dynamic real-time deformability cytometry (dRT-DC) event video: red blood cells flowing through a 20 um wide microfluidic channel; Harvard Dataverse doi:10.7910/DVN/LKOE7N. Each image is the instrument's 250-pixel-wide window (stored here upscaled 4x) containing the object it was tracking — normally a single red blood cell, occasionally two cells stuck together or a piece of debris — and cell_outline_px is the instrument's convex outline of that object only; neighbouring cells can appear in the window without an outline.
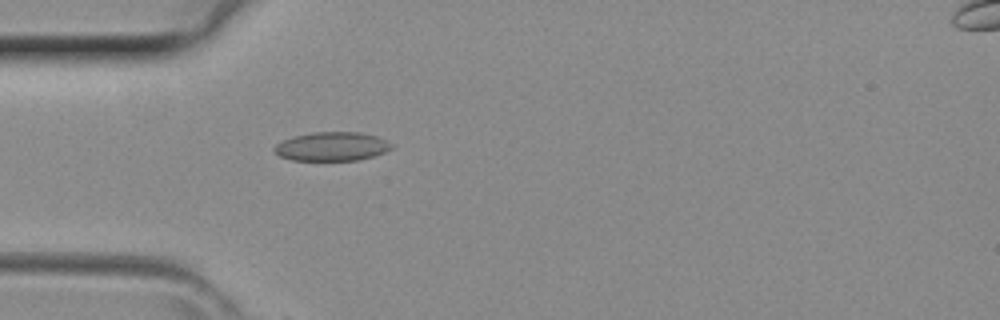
{"species": "common noctule bat (a hibernating species)", "species_latin": "Nyctalus noctula", "temperature_condition": "room temperature", "stored_images_in_passage": 42, "camera_frame_rate_fps": 3000, "um_per_image_px": 0.085, "animal": {"sex": "female", "body_mass_g": 29.2, "forearm_length_mm": 56.3}, "frame": {"image": 1, "passage_image": 12, "time_ms": 3.667, "image_size_px": [1000, 320], "cell_outline_px": [[392, 148], [384, 152], [372, 156], [356, 160], [292, 160], [280, 156], [272, 152], [272, 148], [276, 144], [284, 140], [296, 136], [312, 132], [360, 132], [376, 136], [392, 144]], "centroid_in_image_um": [28.17, 12.45], "position_along_channel_um": 56.8, "area_um2": 19.54}}
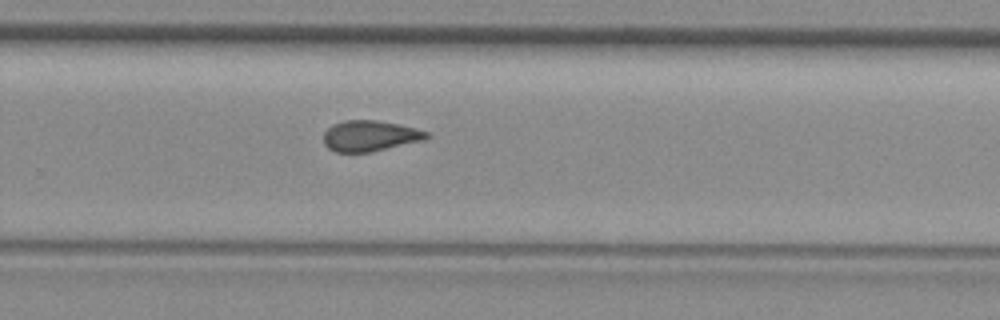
{"frame": {"image": 2, "passage_image": 27, "time_ms": 8.667, "image_size_px": [1000, 320], "cell_outline_px": [[432, 136], [424, 140], [368, 152], [336, 152], [328, 148], [324, 144], [324, 132], [332, 124], [344, 120], [376, 120], [396, 124], [428, 132]], "centroid_in_image_um": [31.41, 11.55], "position_along_channel_um": 298.4, "area_um2": 18.26}}
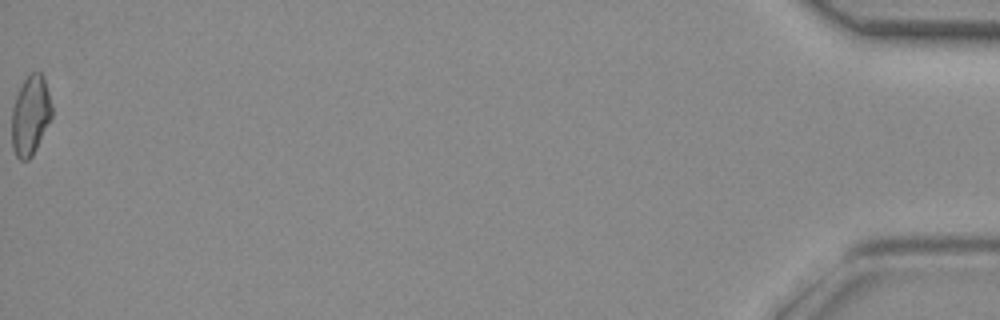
{"frame": {"image": 3, "passage_image": 42, "time_ms": 13.667, "image_size_px": [1000, 320], "cell_outline_px": [[52, 116], [32, 156], [28, 160], [20, 160], [16, 156], [12, 148], [12, 108], [16, 96], [28, 72], [40, 72], [44, 76], [52, 108]], "centroid_in_image_um": [2.58, 9.8], "position_along_channel_um": 432.6, "area_um2": 18.5}}